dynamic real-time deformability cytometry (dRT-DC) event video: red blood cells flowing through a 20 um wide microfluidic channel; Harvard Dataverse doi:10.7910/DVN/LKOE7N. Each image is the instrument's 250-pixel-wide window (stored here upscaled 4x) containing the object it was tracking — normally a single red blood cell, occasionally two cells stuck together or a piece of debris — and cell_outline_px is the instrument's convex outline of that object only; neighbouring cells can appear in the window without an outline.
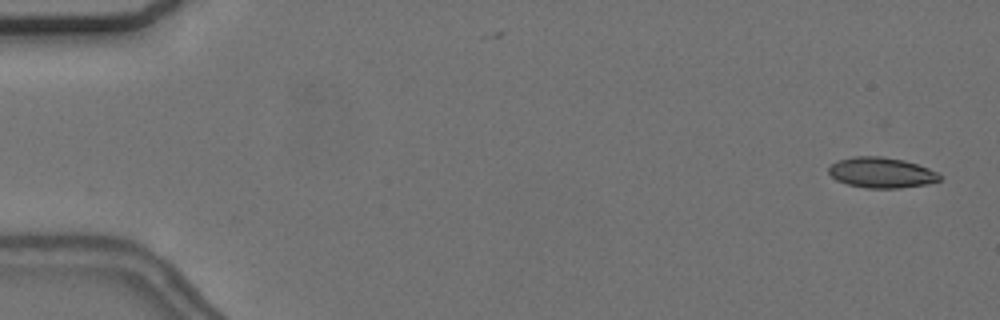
{"species": "common noctule bat (a hibernating species)", "species_latin": "Nyctalus noctula", "temperature_condition": "cold", "stored_images_in_passage": 56, "camera_frame_rate_fps": 3000, "um_per_image_px": 0.085, "animal": {"sex": "female", "body_mass_g": 24.6, "forearm_length_mm": 56.2}, "frame": {"image": 1, "passage_image": 2, "time_ms": 0.333, "image_size_px": [1000, 320], "cell_outline_px": [[940, 180], [928, 184], [900, 188], [864, 188], [848, 184], [836, 180], [828, 172], [828, 168], [836, 160], [852, 156], [880, 156], [904, 160], [928, 168], [936, 172], [940, 176]], "centroid_in_image_um": [74.89, 14.67], "position_along_channel_um": 10.1, "area_um2": 19.77}}
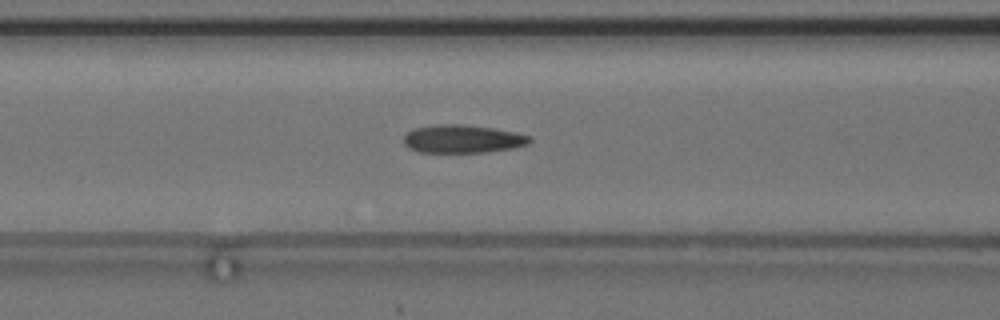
{"frame": {"image": 2, "passage_image": 23, "time_ms": 7.333, "image_size_px": [1000, 320], "cell_outline_px": [[532, 140], [528, 144], [512, 148], [488, 152], [420, 152], [408, 148], [404, 144], [404, 136], [412, 128], [436, 124], [460, 124], [492, 128], [516, 132], [532, 136]], "centroid_in_image_um": [39.32, 11.8], "position_along_channel_um": 127.3, "area_um2": 20.75}}
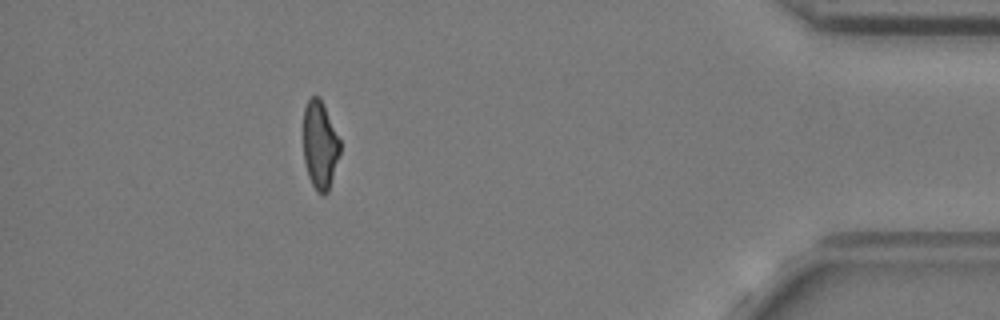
{"frame": {"image": 3, "passage_image": 50, "time_ms": 16.333, "image_size_px": [1000, 320], "cell_outline_px": [[340, 152], [328, 192], [324, 196], [320, 196], [316, 192], [308, 176], [304, 160], [304, 108], [308, 100], [312, 96], [320, 96], [340, 140]], "centroid_in_image_um": [27.19, 12.36], "position_along_channel_um": 408.0, "area_um2": 18.84}, "authors_computed_cell_mechanics": {"area_um2": 20.4034, "velocity_mm_per_s": 3.6921, "shape_relaxation_time_tau1_ms": 4.9941, "shape_relaxation_time_tau2_ms": 3.1094, "deformation_change_tau1": 0.1687, "deformation_change_tau2": 0.1225}}